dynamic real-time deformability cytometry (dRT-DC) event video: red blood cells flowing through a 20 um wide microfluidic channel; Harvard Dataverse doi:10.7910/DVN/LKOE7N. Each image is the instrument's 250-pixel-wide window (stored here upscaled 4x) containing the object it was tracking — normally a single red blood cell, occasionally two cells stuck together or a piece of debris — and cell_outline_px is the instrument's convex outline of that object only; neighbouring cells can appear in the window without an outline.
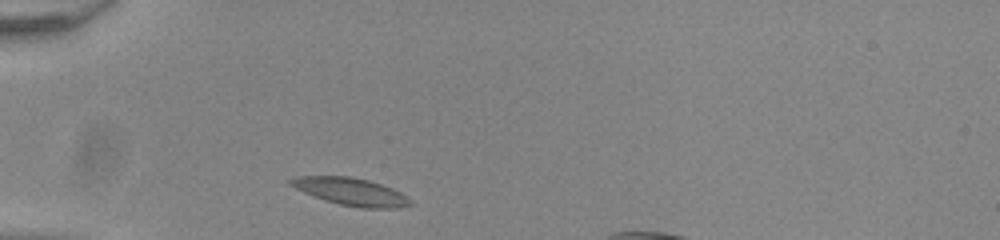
{"species": "common noctule bat (a hibernating species)", "species_latin": "Nyctalus noctula", "temperature_condition": "room temperature", "stored_images_in_passage": 29, "camera_frame_rate_fps": 3000, "um_per_image_px": 0.085, "animal": {"sex": "male", "body_mass_g": 20.0, "forearm_length_mm": 53.3}, "frame": {"image": 1, "passage_image": 2, "time_ms": 0.333, "image_size_px": [1000, 240], "cell_outline_px": [[412, 204], [396, 208], [360, 208], [340, 204], [324, 200], [304, 192], [288, 184], [284, 180], [296, 176], [352, 176], [368, 180], [392, 188], [408, 196], [412, 200]], "centroid_in_image_um": [29.8, 16.28], "position_along_channel_um": 55.2, "area_um2": 19.31}}
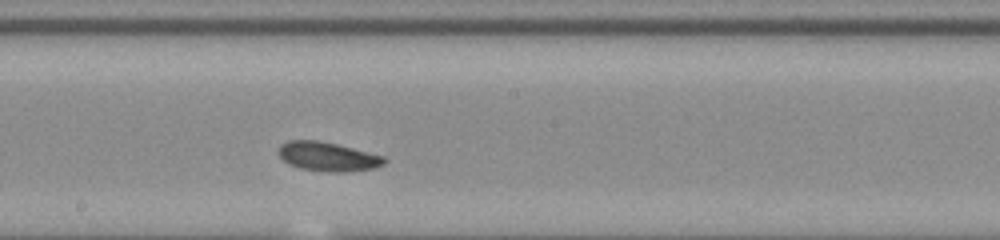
{"frame": {"image": 2, "passage_image": 16, "time_ms": 5.0, "image_size_px": [1000, 240], "cell_outline_px": [[388, 160], [384, 164], [376, 168], [348, 172], [324, 172], [300, 168], [288, 164], [280, 156], [280, 144], [288, 140], [316, 140], [336, 144], [384, 156]], "centroid_in_image_um": [27.89, 13.32], "position_along_channel_um": 220.3, "area_um2": 17.98}}
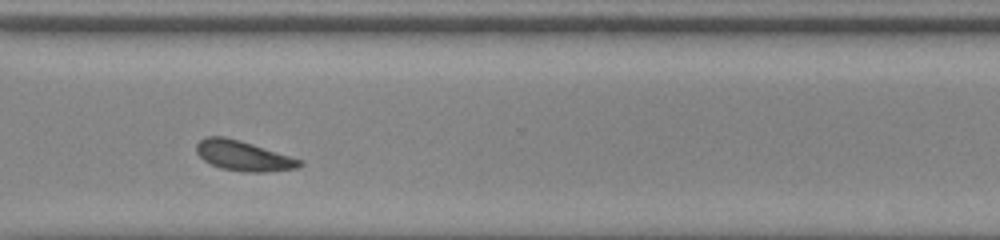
{"frame": {"image": 3, "passage_image": 26, "time_ms": 8.333, "image_size_px": [1000, 240], "cell_outline_px": [[304, 164], [300, 168], [264, 172], [248, 172], [220, 168], [204, 160], [196, 152], [196, 144], [200, 140], [208, 136], [224, 136], [240, 140], [304, 160]], "centroid_in_image_um": [20.73, 13.24], "position_along_channel_um": 349.9, "area_um2": 18.15}, "authors_computed_cell_mechanics": {"area_um2": 17.9758, "velocity_mm_per_s": 3.8791, "shape_relaxation_time_tau1_ms": 3.9539, "shape_relaxation_time_tau2_ms": 6.3919, "deformation_change_tau1": 0.0828, "deformation_change_tau2": 0.1457}}